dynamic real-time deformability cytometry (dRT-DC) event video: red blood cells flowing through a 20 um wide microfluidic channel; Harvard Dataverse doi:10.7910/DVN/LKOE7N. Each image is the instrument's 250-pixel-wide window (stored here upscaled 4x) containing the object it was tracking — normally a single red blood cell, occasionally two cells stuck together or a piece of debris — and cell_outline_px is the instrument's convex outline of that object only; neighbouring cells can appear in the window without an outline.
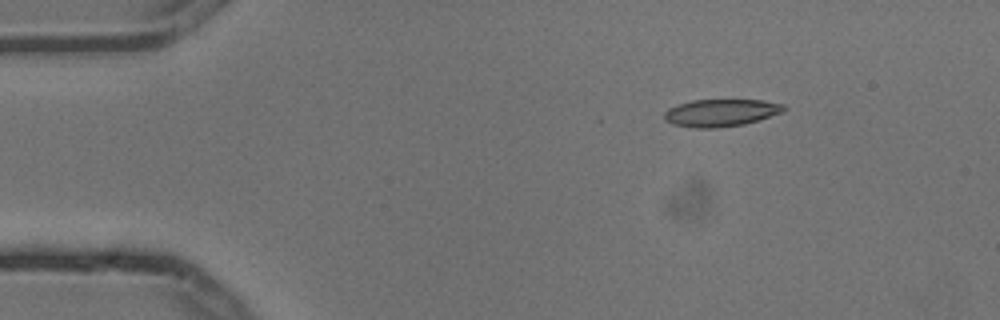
{"species": "common noctule bat (a hibernating species)", "species_latin": "Nyctalus noctula", "temperature_condition": "cold", "stored_images_in_passage": 5, "camera_frame_rate_fps": 3000, "um_per_image_px": 0.085, "animal": {"sex": "male", "body_mass_g": 13.3}, "frame": {"image": 1, "passage_image": 2, "time_ms": 0.333, "image_size_px": [1000, 320], "cell_outline_px": [[788, 108], [784, 112], [744, 124], [716, 128], [696, 128], [672, 124], [664, 120], [664, 112], [668, 108], [692, 100], [764, 100], [784, 104]], "centroid_in_image_um": [61.3, 9.58], "position_along_channel_um": 23.7, "area_um2": 19.13}}
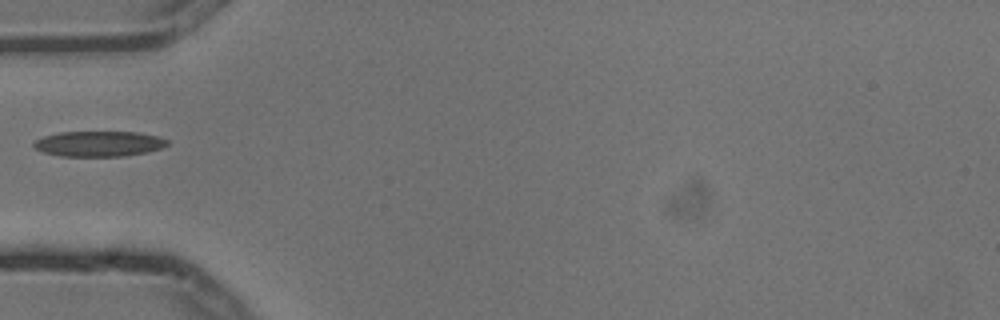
{"frame": {"image": 2, "passage_image": 5, "time_ms": 1.333, "image_size_px": [1000, 320], "cell_outline_px": [[168, 144], [160, 148], [148, 152], [124, 156], [60, 156], [44, 152], [36, 148], [32, 144], [36, 140], [44, 136], [60, 132], [140, 132], [156, 136], [168, 140]], "centroid_in_image_um": [8.41, 12.22], "position_along_channel_um": 76.6, "area_um2": 19.65}}